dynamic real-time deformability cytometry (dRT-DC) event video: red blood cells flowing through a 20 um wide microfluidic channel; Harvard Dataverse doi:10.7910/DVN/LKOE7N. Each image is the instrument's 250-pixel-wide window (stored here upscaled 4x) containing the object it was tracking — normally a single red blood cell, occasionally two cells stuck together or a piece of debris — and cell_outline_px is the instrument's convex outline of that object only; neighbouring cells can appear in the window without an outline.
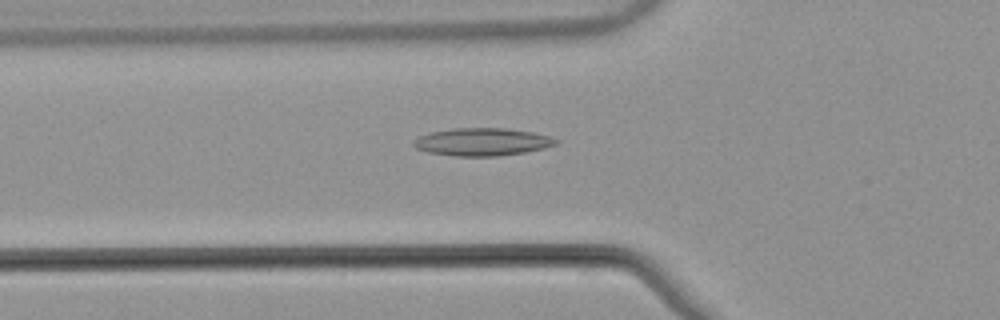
{"species": "common noctule bat (a hibernating species)", "species_latin": "Nyctalus noctula", "temperature_condition": "warm", "stored_images_in_passage": 53, "camera_frame_rate_fps": 3000, "um_per_image_px": 0.085, "animal": {"sex": "male", "body_mass_g": 21.5, "forearm_length_mm": 52.0}, "frame": {"image": 1, "passage_image": 19, "time_ms": 6.0, "image_size_px": [1000, 320], "cell_outline_px": [[560, 140], [556, 144], [544, 148], [524, 152], [500, 156], [452, 156], [428, 152], [416, 148], [412, 144], [420, 136], [432, 132], [452, 128], [508, 128], [532, 132], [548, 136]], "centroid_in_image_um": [41.0, 12.06], "position_along_channel_um": 84.8, "area_um2": 22.89}}
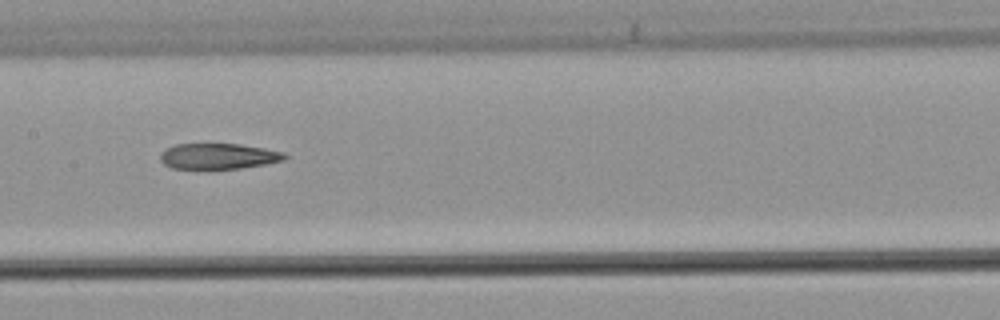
{"frame": {"image": 2, "passage_image": 27, "time_ms": 8.667, "image_size_px": [1000, 320], "cell_outline_px": [[288, 156], [284, 160], [264, 164], [240, 168], [172, 168], [164, 164], [160, 160], [160, 152], [164, 148], [176, 144], [240, 144], [264, 148], [284, 152]], "centroid_in_image_um": [18.54, 13.26], "position_along_channel_um": 188.9, "area_um2": 18.55}}
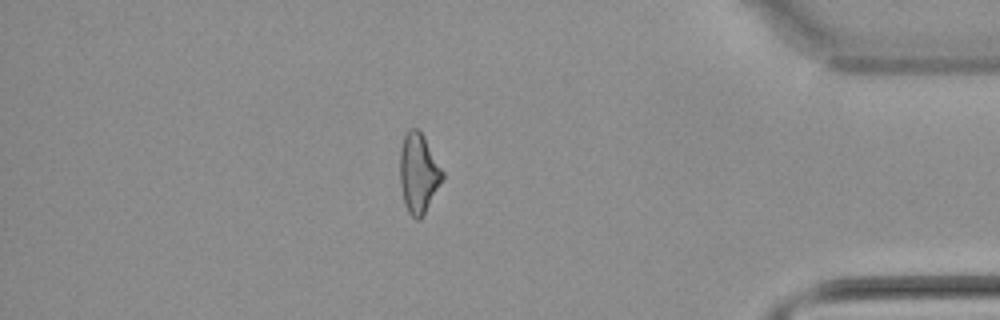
{"frame": {"image": 3, "passage_image": 46, "time_ms": 15.0, "image_size_px": [1000, 320], "cell_outline_px": [[444, 176], [420, 220], [416, 220], [408, 212], [404, 204], [400, 184], [400, 148], [404, 136], [408, 128], [420, 128], [444, 172]], "centroid_in_image_um": [35.56, 14.67], "position_along_channel_um": 399.6, "area_um2": 19.77}}